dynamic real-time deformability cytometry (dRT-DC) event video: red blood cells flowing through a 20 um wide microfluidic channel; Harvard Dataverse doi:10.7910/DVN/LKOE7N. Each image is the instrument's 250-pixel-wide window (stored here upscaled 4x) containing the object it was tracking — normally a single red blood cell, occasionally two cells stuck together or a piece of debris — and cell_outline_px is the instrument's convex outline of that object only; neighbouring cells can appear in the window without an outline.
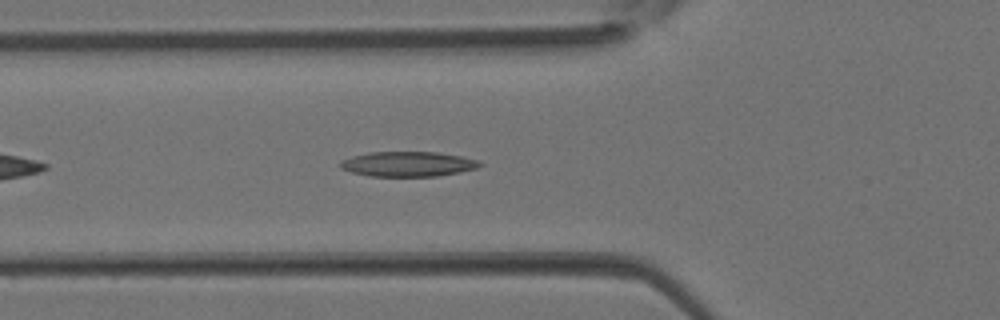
{"species": "Egyptian fruit bat (a non-hibernating species)", "species_latin": "Rousettus aegyptiacus", "temperature_condition": "room temperature", "stored_images_in_passage": 32, "camera_frame_rate_fps": 3000, "um_per_image_px": 0.085, "animal": {"sex": "female"}, "frame": {"image": 1, "passage_image": 5, "time_ms": 1.333, "image_size_px": [1000, 320], "cell_outline_px": [[484, 164], [476, 168], [460, 172], [436, 176], [372, 176], [352, 172], [340, 168], [340, 160], [352, 156], [368, 152], [436, 152], [460, 156], [480, 160]], "centroid_in_image_um": [34.68, 13.94], "position_along_channel_um": 91.1, "area_um2": 20.29}}
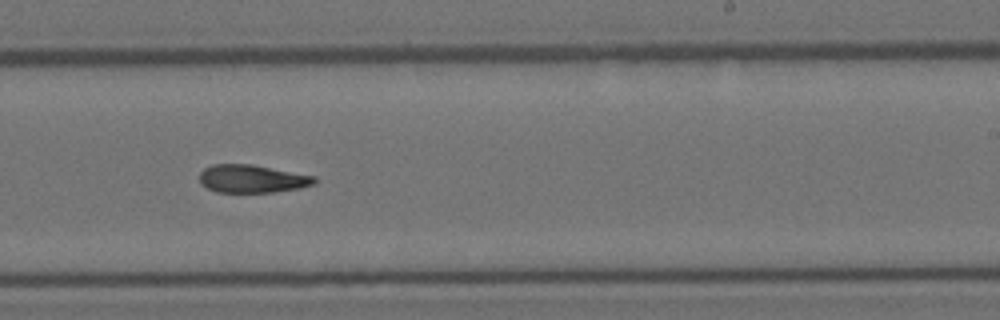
{"frame": {"image": 2, "passage_image": 16, "time_ms": 5.0, "image_size_px": [1000, 320], "cell_outline_px": [[316, 184], [300, 188], [272, 192], [216, 192], [200, 184], [200, 172], [204, 168], [212, 164], [252, 164], [316, 176]], "centroid_in_image_um": [21.43, 15.19], "position_along_channel_um": 267.6, "area_um2": 18.84}}
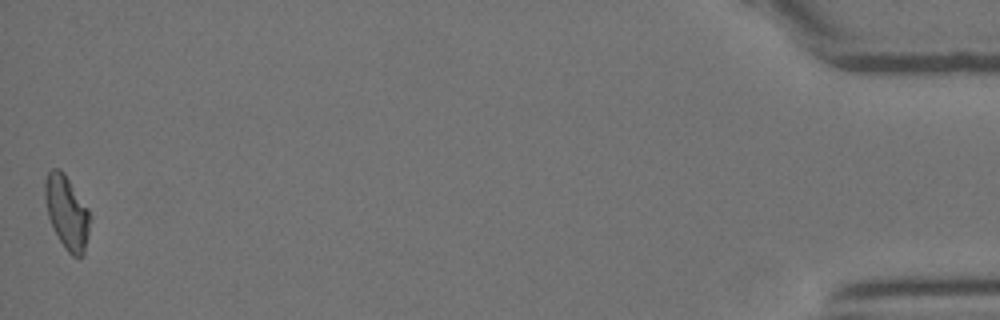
{"frame": {"image": 3, "passage_image": 32, "time_ms": 10.333, "image_size_px": [1000, 320], "cell_outline_px": [[92, 216], [88, 236], [84, 252], [80, 256], [72, 256], [64, 248], [48, 216], [44, 196], [44, 180], [48, 172], [52, 168], [60, 168], [64, 172], [88, 208]], "centroid_in_image_um": [5.69, 18.01], "position_along_channel_um": 429.5, "area_um2": 19.36}}